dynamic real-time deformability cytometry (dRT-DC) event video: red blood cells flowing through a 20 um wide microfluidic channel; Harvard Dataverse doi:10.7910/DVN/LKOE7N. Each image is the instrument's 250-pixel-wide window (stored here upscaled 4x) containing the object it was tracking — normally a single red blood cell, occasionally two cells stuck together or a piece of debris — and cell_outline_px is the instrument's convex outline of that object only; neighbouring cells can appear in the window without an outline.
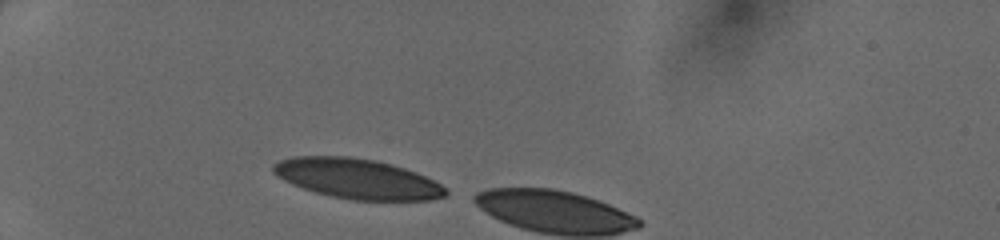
{"species": "human", "species_latin": "Homo sapiens", "temperature_condition": "cold", "stored_images_in_passage": 5, "camera_frame_rate_fps": 3000, "um_per_image_px": 0.085, "donor": {"sex": "female"}, "frame": {"image": 1, "passage_image": 1, "time_ms": 0.0, "image_size_px": [1000, 240], "cell_outline_px": [[448, 192], [444, 196], [432, 200], [352, 200], [332, 196], [316, 192], [292, 184], [276, 176], [272, 172], [272, 164], [280, 160], [296, 156], [348, 156], [376, 160], [392, 164], [416, 172], [448, 188]], "centroid_in_image_um": [30.36, 15.18], "position_along_channel_um": 54.6, "area_um2": 40.17}}